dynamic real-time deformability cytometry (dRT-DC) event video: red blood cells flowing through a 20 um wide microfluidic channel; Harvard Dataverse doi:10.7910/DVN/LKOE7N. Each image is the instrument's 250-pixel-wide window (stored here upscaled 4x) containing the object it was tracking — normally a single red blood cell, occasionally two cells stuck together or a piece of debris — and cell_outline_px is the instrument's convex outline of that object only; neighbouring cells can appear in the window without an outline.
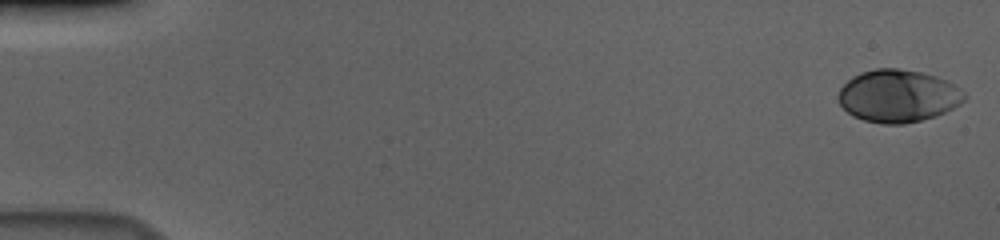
{"species": "human", "species_latin": "Homo sapiens", "temperature_condition": "cold", "stored_images_in_passage": 57, "camera_frame_rate_fps": 3000, "um_per_image_px": 0.085, "donor": {"sex": "male"}, "frame": {"image": 1, "passage_image": 1, "time_ms": 0.0, "image_size_px": [1000, 240], "cell_outline_px": [[968, 96], [960, 104], [936, 116], [904, 124], [884, 124], [864, 120], [852, 116], [840, 104], [836, 96], [840, 88], [852, 76], [860, 72], [876, 68], [900, 68], [920, 72], [936, 76], [948, 80], [964, 92]], "centroid_in_image_um": [76.32, 8.15], "position_along_channel_um": 8.7, "area_um2": 38.78}}
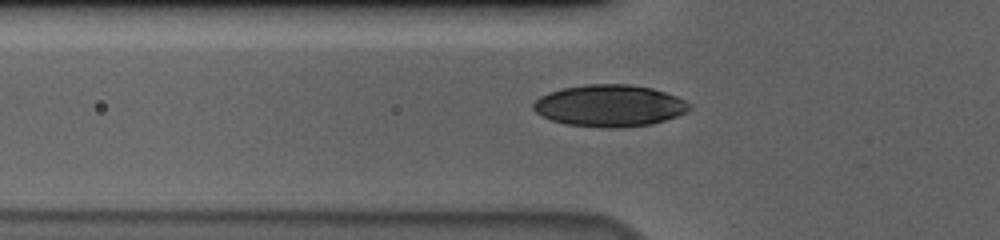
{"frame": {"image": 2, "passage_image": 20, "time_ms": 6.333, "image_size_px": [1000, 240], "cell_outline_px": [[692, 108], [688, 112], [652, 124], [620, 128], [600, 128], [564, 124], [540, 116], [532, 108], [532, 104], [540, 96], [548, 92], [564, 88], [588, 84], [632, 84], [652, 88], [676, 96], [684, 100]], "centroid_in_image_um": [51.79, 8.99], "position_along_channel_um": 74.0, "area_um2": 38.26}}
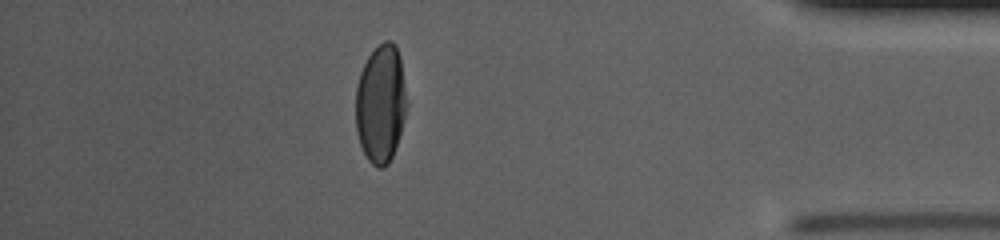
{"frame": {"image": 3, "passage_image": 50, "time_ms": 16.333, "image_size_px": [1000, 240], "cell_outline_px": [[408, 104], [400, 132], [392, 156], [388, 164], [384, 168], [376, 168], [368, 160], [360, 144], [356, 132], [356, 88], [360, 72], [368, 56], [384, 40], [392, 40], [396, 44], [400, 56]], "centroid_in_image_um": [32.37, 8.81], "position_along_channel_um": 402.8, "area_um2": 35.37}, "authors_computed_cell_mechanics": {"area_um2": 37.57, "velocity_mm_per_s": 3.6476, "shape_relaxation_time_tau1_ms": 4.3672, "shape_relaxation_time_tau2_ms": null, "deformation_change_tau1": 0.1679, "deformation_change_tau2": null}}